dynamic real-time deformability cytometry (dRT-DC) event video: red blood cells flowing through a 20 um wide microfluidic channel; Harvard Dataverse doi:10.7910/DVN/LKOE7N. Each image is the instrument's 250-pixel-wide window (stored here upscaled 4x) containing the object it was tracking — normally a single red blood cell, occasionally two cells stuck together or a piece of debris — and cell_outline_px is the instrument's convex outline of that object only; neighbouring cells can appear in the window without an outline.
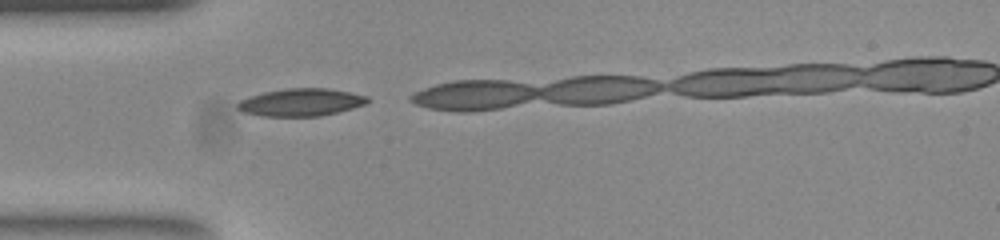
{"species": "common noctule bat (a hibernating species)", "species_latin": "Nyctalus noctula", "temperature_condition": "room temperature", "stored_images_in_passage": 5, "camera_frame_rate_fps": 3000, "um_per_image_px": 0.085, "animal": {"sex": "female", "body_mass_g": 23.0, "forearm_length_mm": 53.4}, "frame": {"image": 1, "passage_image": 1, "time_ms": 0.0, "image_size_px": [1000, 240], "cell_outline_px": [[372, 100], [364, 104], [352, 108], [320, 116], [260, 116], [244, 112], [236, 108], [236, 104], [240, 100], [248, 96], [264, 92], [288, 88], [328, 88], [368, 96]], "centroid_in_image_um": [25.56, 8.69], "position_along_channel_um": 59.4, "area_um2": 20.87}}